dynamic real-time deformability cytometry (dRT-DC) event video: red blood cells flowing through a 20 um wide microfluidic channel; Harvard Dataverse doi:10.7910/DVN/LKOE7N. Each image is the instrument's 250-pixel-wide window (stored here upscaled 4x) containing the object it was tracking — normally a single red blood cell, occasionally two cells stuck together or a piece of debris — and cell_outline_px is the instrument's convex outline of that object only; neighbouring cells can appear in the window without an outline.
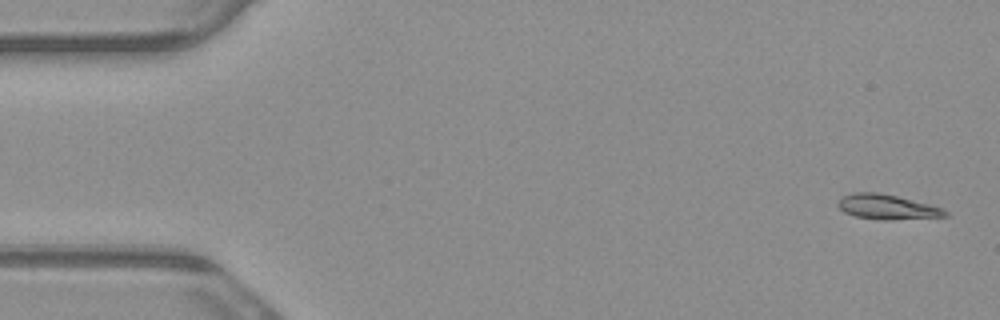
{"species": "common noctule bat (a hibernating species)", "species_latin": "Nyctalus noctula", "temperature_condition": "warm", "stored_images_in_passage": 4, "camera_frame_rate_fps": 3000, "um_per_image_px": 0.085, "animal": {"sex": "male", "body_mass_g": 23.1, "forearm_length_mm": 52.7}, "frame": {"image": 1, "passage_image": 1, "time_ms": 0.0, "image_size_px": [1000, 320], "cell_outline_px": [[948, 216], [892, 220], [880, 220], [856, 216], [844, 212], [836, 204], [844, 196], [852, 192], [880, 192], [944, 208], [948, 212]], "centroid_in_image_um": [75.41, 17.59], "position_along_channel_um": 9.6, "area_um2": 15.49}}
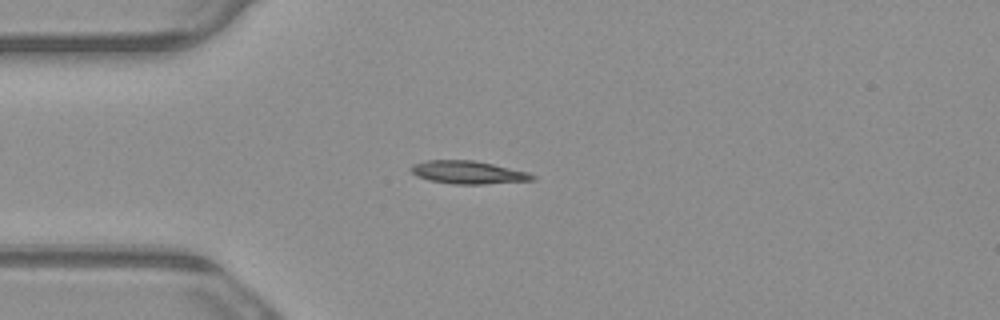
{"frame": {"image": 2, "passage_image": 4, "time_ms": 1.0, "image_size_px": [1000, 320], "cell_outline_px": [[536, 180], [484, 184], [452, 184], [428, 180], [416, 176], [408, 168], [412, 164], [424, 160], [476, 160], [528, 172], [536, 176]], "centroid_in_image_um": [39.76, 14.65], "position_along_channel_um": 45.2, "area_um2": 16.47}}